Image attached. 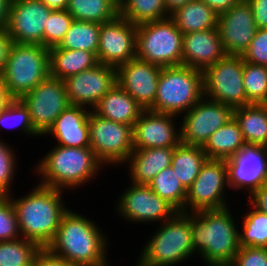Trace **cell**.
I'll use <instances>...</instances> for the list:
<instances>
[{"label": "cell", "instance_id": "1", "mask_svg": "<svg viewBox=\"0 0 267 266\" xmlns=\"http://www.w3.org/2000/svg\"><path fill=\"white\" fill-rule=\"evenodd\" d=\"M108 243V237L93 219L68 209L46 249L73 266H103L109 263Z\"/></svg>", "mask_w": 267, "mask_h": 266}, {"label": "cell", "instance_id": "2", "mask_svg": "<svg viewBox=\"0 0 267 266\" xmlns=\"http://www.w3.org/2000/svg\"><path fill=\"white\" fill-rule=\"evenodd\" d=\"M35 186L26 196L10 198L22 238L43 249L55 237L61 218L69 207L61 198L63 190L39 183Z\"/></svg>", "mask_w": 267, "mask_h": 266}, {"label": "cell", "instance_id": "3", "mask_svg": "<svg viewBox=\"0 0 267 266\" xmlns=\"http://www.w3.org/2000/svg\"><path fill=\"white\" fill-rule=\"evenodd\" d=\"M229 208L191 213L193 251L205 265L231 264L240 249L239 225Z\"/></svg>", "mask_w": 267, "mask_h": 266}, {"label": "cell", "instance_id": "4", "mask_svg": "<svg viewBox=\"0 0 267 266\" xmlns=\"http://www.w3.org/2000/svg\"><path fill=\"white\" fill-rule=\"evenodd\" d=\"M49 151L35 167L36 174L42 177L39 184L48 187L63 191L78 189L96 178L104 168L90 147L54 145Z\"/></svg>", "mask_w": 267, "mask_h": 266}, {"label": "cell", "instance_id": "5", "mask_svg": "<svg viewBox=\"0 0 267 266\" xmlns=\"http://www.w3.org/2000/svg\"><path fill=\"white\" fill-rule=\"evenodd\" d=\"M157 228L135 266H177L194 256L191 213L176 212Z\"/></svg>", "mask_w": 267, "mask_h": 266}, {"label": "cell", "instance_id": "6", "mask_svg": "<svg viewBox=\"0 0 267 266\" xmlns=\"http://www.w3.org/2000/svg\"><path fill=\"white\" fill-rule=\"evenodd\" d=\"M204 96L203 71L184 65L161 69L154 112L185 114Z\"/></svg>", "mask_w": 267, "mask_h": 266}, {"label": "cell", "instance_id": "7", "mask_svg": "<svg viewBox=\"0 0 267 266\" xmlns=\"http://www.w3.org/2000/svg\"><path fill=\"white\" fill-rule=\"evenodd\" d=\"M1 76L8 95L20 99L49 76V49L13 42Z\"/></svg>", "mask_w": 267, "mask_h": 266}, {"label": "cell", "instance_id": "8", "mask_svg": "<svg viewBox=\"0 0 267 266\" xmlns=\"http://www.w3.org/2000/svg\"><path fill=\"white\" fill-rule=\"evenodd\" d=\"M183 34L170 18L137 26L136 58L161 68L182 65Z\"/></svg>", "mask_w": 267, "mask_h": 266}, {"label": "cell", "instance_id": "9", "mask_svg": "<svg viewBox=\"0 0 267 266\" xmlns=\"http://www.w3.org/2000/svg\"><path fill=\"white\" fill-rule=\"evenodd\" d=\"M90 148L105 166L123 164L133 152V127L117 123L90 111Z\"/></svg>", "mask_w": 267, "mask_h": 266}, {"label": "cell", "instance_id": "10", "mask_svg": "<svg viewBox=\"0 0 267 266\" xmlns=\"http://www.w3.org/2000/svg\"><path fill=\"white\" fill-rule=\"evenodd\" d=\"M204 96L208 99L236 107L251 104L243 85V59L226 55L203 71Z\"/></svg>", "mask_w": 267, "mask_h": 266}, {"label": "cell", "instance_id": "11", "mask_svg": "<svg viewBox=\"0 0 267 266\" xmlns=\"http://www.w3.org/2000/svg\"><path fill=\"white\" fill-rule=\"evenodd\" d=\"M227 187L229 188L225 160L207 159L200 173L187 189L185 212L230 207L224 196Z\"/></svg>", "mask_w": 267, "mask_h": 266}, {"label": "cell", "instance_id": "12", "mask_svg": "<svg viewBox=\"0 0 267 266\" xmlns=\"http://www.w3.org/2000/svg\"><path fill=\"white\" fill-rule=\"evenodd\" d=\"M20 100L28 108L31 124L39 136L44 135L70 105L64 81L50 75Z\"/></svg>", "mask_w": 267, "mask_h": 266}, {"label": "cell", "instance_id": "13", "mask_svg": "<svg viewBox=\"0 0 267 266\" xmlns=\"http://www.w3.org/2000/svg\"><path fill=\"white\" fill-rule=\"evenodd\" d=\"M183 117L180 126L181 142L203 146L209 137L233 117L229 105L203 96Z\"/></svg>", "mask_w": 267, "mask_h": 266}, {"label": "cell", "instance_id": "14", "mask_svg": "<svg viewBox=\"0 0 267 266\" xmlns=\"http://www.w3.org/2000/svg\"><path fill=\"white\" fill-rule=\"evenodd\" d=\"M118 197L116 210L127 222L144 224L170 219L177 211L146 184H129Z\"/></svg>", "mask_w": 267, "mask_h": 266}, {"label": "cell", "instance_id": "15", "mask_svg": "<svg viewBox=\"0 0 267 266\" xmlns=\"http://www.w3.org/2000/svg\"><path fill=\"white\" fill-rule=\"evenodd\" d=\"M225 163L229 189L243 190L248 195L267 182L266 146L245 144Z\"/></svg>", "mask_w": 267, "mask_h": 266}, {"label": "cell", "instance_id": "16", "mask_svg": "<svg viewBox=\"0 0 267 266\" xmlns=\"http://www.w3.org/2000/svg\"><path fill=\"white\" fill-rule=\"evenodd\" d=\"M137 26L118 15L101 24L98 63L118 66L136 58Z\"/></svg>", "mask_w": 267, "mask_h": 266}, {"label": "cell", "instance_id": "17", "mask_svg": "<svg viewBox=\"0 0 267 266\" xmlns=\"http://www.w3.org/2000/svg\"><path fill=\"white\" fill-rule=\"evenodd\" d=\"M52 11L41 0H12L6 27L11 41L43 46L44 28Z\"/></svg>", "mask_w": 267, "mask_h": 266}, {"label": "cell", "instance_id": "18", "mask_svg": "<svg viewBox=\"0 0 267 266\" xmlns=\"http://www.w3.org/2000/svg\"><path fill=\"white\" fill-rule=\"evenodd\" d=\"M63 81L70 105L83 106L92 110L117 83L116 68L98 63Z\"/></svg>", "mask_w": 267, "mask_h": 266}, {"label": "cell", "instance_id": "19", "mask_svg": "<svg viewBox=\"0 0 267 266\" xmlns=\"http://www.w3.org/2000/svg\"><path fill=\"white\" fill-rule=\"evenodd\" d=\"M217 29L227 55L242 56L255 36L257 27L246 0L218 15Z\"/></svg>", "mask_w": 267, "mask_h": 266}, {"label": "cell", "instance_id": "20", "mask_svg": "<svg viewBox=\"0 0 267 266\" xmlns=\"http://www.w3.org/2000/svg\"><path fill=\"white\" fill-rule=\"evenodd\" d=\"M161 69L134 58L116 68V82L144 110H149L155 102Z\"/></svg>", "mask_w": 267, "mask_h": 266}, {"label": "cell", "instance_id": "21", "mask_svg": "<svg viewBox=\"0 0 267 266\" xmlns=\"http://www.w3.org/2000/svg\"><path fill=\"white\" fill-rule=\"evenodd\" d=\"M176 117L143 110L133 126V149L176 147L181 142V130L180 127L176 129L175 124Z\"/></svg>", "mask_w": 267, "mask_h": 266}, {"label": "cell", "instance_id": "22", "mask_svg": "<svg viewBox=\"0 0 267 266\" xmlns=\"http://www.w3.org/2000/svg\"><path fill=\"white\" fill-rule=\"evenodd\" d=\"M226 55L217 28L183 35L182 65L184 66L204 71Z\"/></svg>", "mask_w": 267, "mask_h": 266}, {"label": "cell", "instance_id": "23", "mask_svg": "<svg viewBox=\"0 0 267 266\" xmlns=\"http://www.w3.org/2000/svg\"><path fill=\"white\" fill-rule=\"evenodd\" d=\"M90 109L69 105L53 122L43 136H52L59 146L90 147L89 114Z\"/></svg>", "mask_w": 267, "mask_h": 266}, {"label": "cell", "instance_id": "24", "mask_svg": "<svg viewBox=\"0 0 267 266\" xmlns=\"http://www.w3.org/2000/svg\"><path fill=\"white\" fill-rule=\"evenodd\" d=\"M174 147L134 149L127 159L131 183L148 185L165 168L171 166Z\"/></svg>", "mask_w": 267, "mask_h": 266}, {"label": "cell", "instance_id": "25", "mask_svg": "<svg viewBox=\"0 0 267 266\" xmlns=\"http://www.w3.org/2000/svg\"><path fill=\"white\" fill-rule=\"evenodd\" d=\"M92 110L103 118L133 127L144 109L116 83Z\"/></svg>", "mask_w": 267, "mask_h": 266}, {"label": "cell", "instance_id": "26", "mask_svg": "<svg viewBox=\"0 0 267 266\" xmlns=\"http://www.w3.org/2000/svg\"><path fill=\"white\" fill-rule=\"evenodd\" d=\"M98 64L97 56L85 50L49 49V75L64 80Z\"/></svg>", "mask_w": 267, "mask_h": 266}, {"label": "cell", "instance_id": "27", "mask_svg": "<svg viewBox=\"0 0 267 266\" xmlns=\"http://www.w3.org/2000/svg\"><path fill=\"white\" fill-rule=\"evenodd\" d=\"M246 144L267 147V104H247L233 109Z\"/></svg>", "mask_w": 267, "mask_h": 266}, {"label": "cell", "instance_id": "28", "mask_svg": "<svg viewBox=\"0 0 267 266\" xmlns=\"http://www.w3.org/2000/svg\"><path fill=\"white\" fill-rule=\"evenodd\" d=\"M246 144L239 124L232 117L217 129L202 146L208 159L226 160Z\"/></svg>", "mask_w": 267, "mask_h": 266}, {"label": "cell", "instance_id": "29", "mask_svg": "<svg viewBox=\"0 0 267 266\" xmlns=\"http://www.w3.org/2000/svg\"><path fill=\"white\" fill-rule=\"evenodd\" d=\"M181 33L217 28L218 14L204 2L193 0L170 15Z\"/></svg>", "mask_w": 267, "mask_h": 266}, {"label": "cell", "instance_id": "30", "mask_svg": "<svg viewBox=\"0 0 267 266\" xmlns=\"http://www.w3.org/2000/svg\"><path fill=\"white\" fill-rule=\"evenodd\" d=\"M207 159L202 146L187 145L180 142L174 147L171 167L182 185L188 189L200 173V169Z\"/></svg>", "mask_w": 267, "mask_h": 266}, {"label": "cell", "instance_id": "31", "mask_svg": "<svg viewBox=\"0 0 267 266\" xmlns=\"http://www.w3.org/2000/svg\"><path fill=\"white\" fill-rule=\"evenodd\" d=\"M66 10L74 20L103 24L119 15V0H69Z\"/></svg>", "mask_w": 267, "mask_h": 266}, {"label": "cell", "instance_id": "32", "mask_svg": "<svg viewBox=\"0 0 267 266\" xmlns=\"http://www.w3.org/2000/svg\"><path fill=\"white\" fill-rule=\"evenodd\" d=\"M119 15L135 26L170 17L165 0H119Z\"/></svg>", "mask_w": 267, "mask_h": 266}, {"label": "cell", "instance_id": "33", "mask_svg": "<svg viewBox=\"0 0 267 266\" xmlns=\"http://www.w3.org/2000/svg\"><path fill=\"white\" fill-rule=\"evenodd\" d=\"M101 24L74 20L56 47L70 50H85L97 56Z\"/></svg>", "mask_w": 267, "mask_h": 266}, {"label": "cell", "instance_id": "34", "mask_svg": "<svg viewBox=\"0 0 267 266\" xmlns=\"http://www.w3.org/2000/svg\"><path fill=\"white\" fill-rule=\"evenodd\" d=\"M148 185L177 212H185L187 189L179 181L171 166L159 172Z\"/></svg>", "mask_w": 267, "mask_h": 266}, {"label": "cell", "instance_id": "35", "mask_svg": "<svg viewBox=\"0 0 267 266\" xmlns=\"http://www.w3.org/2000/svg\"><path fill=\"white\" fill-rule=\"evenodd\" d=\"M250 210L243 216L242 227L239 230L240 247L267 248V214L250 205Z\"/></svg>", "mask_w": 267, "mask_h": 266}, {"label": "cell", "instance_id": "36", "mask_svg": "<svg viewBox=\"0 0 267 266\" xmlns=\"http://www.w3.org/2000/svg\"><path fill=\"white\" fill-rule=\"evenodd\" d=\"M40 250L35 242L24 238L0 241V266H32Z\"/></svg>", "mask_w": 267, "mask_h": 266}, {"label": "cell", "instance_id": "37", "mask_svg": "<svg viewBox=\"0 0 267 266\" xmlns=\"http://www.w3.org/2000/svg\"><path fill=\"white\" fill-rule=\"evenodd\" d=\"M243 85L251 104H267V67L243 61Z\"/></svg>", "mask_w": 267, "mask_h": 266}, {"label": "cell", "instance_id": "38", "mask_svg": "<svg viewBox=\"0 0 267 266\" xmlns=\"http://www.w3.org/2000/svg\"><path fill=\"white\" fill-rule=\"evenodd\" d=\"M18 129L24 135L38 136L34 130L28 108L20 99H12L0 113L1 127ZM21 128V129H20Z\"/></svg>", "mask_w": 267, "mask_h": 266}, {"label": "cell", "instance_id": "39", "mask_svg": "<svg viewBox=\"0 0 267 266\" xmlns=\"http://www.w3.org/2000/svg\"><path fill=\"white\" fill-rule=\"evenodd\" d=\"M73 21L74 18L67 10H53L44 28L43 46L48 49L58 46Z\"/></svg>", "mask_w": 267, "mask_h": 266}, {"label": "cell", "instance_id": "40", "mask_svg": "<svg viewBox=\"0 0 267 266\" xmlns=\"http://www.w3.org/2000/svg\"><path fill=\"white\" fill-rule=\"evenodd\" d=\"M11 148V145L0 139V195H13L11 185L17 173L18 160L16 150Z\"/></svg>", "mask_w": 267, "mask_h": 266}, {"label": "cell", "instance_id": "41", "mask_svg": "<svg viewBox=\"0 0 267 266\" xmlns=\"http://www.w3.org/2000/svg\"><path fill=\"white\" fill-rule=\"evenodd\" d=\"M22 238L10 195H0V241Z\"/></svg>", "mask_w": 267, "mask_h": 266}, {"label": "cell", "instance_id": "42", "mask_svg": "<svg viewBox=\"0 0 267 266\" xmlns=\"http://www.w3.org/2000/svg\"><path fill=\"white\" fill-rule=\"evenodd\" d=\"M241 57L245 62L267 67V29H257Z\"/></svg>", "mask_w": 267, "mask_h": 266}, {"label": "cell", "instance_id": "43", "mask_svg": "<svg viewBox=\"0 0 267 266\" xmlns=\"http://www.w3.org/2000/svg\"><path fill=\"white\" fill-rule=\"evenodd\" d=\"M231 266H267V248L240 247Z\"/></svg>", "mask_w": 267, "mask_h": 266}, {"label": "cell", "instance_id": "44", "mask_svg": "<svg viewBox=\"0 0 267 266\" xmlns=\"http://www.w3.org/2000/svg\"><path fill=\"white\" fill-rule=\"evenodd\" d=\"M253 12L257 29H267V0H246Z\"/></svg>", "mask_w": 267, "mask_h": 266}, {"label": "cell", "instance_id": "45", "mask_svg": "<svg viewBox=\"0 0 267 266\" xmlns=\"http://www.w3.org/2000/svg\"><path fill=\"white\" fill-rule=\"evenodd\" d=\"M32 266H73L64 259L51 254L46 248L41 249L35 256Z\"/></svg>", "mask_w": 267, "mask_h": 266}, {"label": "cell", "instance_id": "46", "mask_svg": "<svg viewBox=\"0 0 267 266\" xmlns=\"http://www.w3.org/2000/svg\"><path fill=\"white\" fill-rule=\"evenodd\" d=\"M248 200L253 208L267 214V182L248 195Z\"/></svg>", "mask_w": 267, "mask_h": 266}, {"label": "cell", "instance_id": "47", "mask_svg": "<svg viewBox=\"0 0 267 266\" xmlns=\"http://www.w3.org/2000/svg\"><path fill=\"white\" fill-rule=\"evenodd\" d=\"M13 42L8 36L6 29L0 28V74L4 70V66L7 62L10 46Z\"/></svg>", "mask_w": 267, "mask_h": 266}, {"label": "cell", "instance_id": "48", "mask_svg": "<svg viewBox=\"0 0 267 266\" xmlns=\"http://www.w3.org/2000/svg\"><path fill=\"white\" fill-rule=\"evenodd\" d=\"M212 8L218 15L237 5L241 0H200Z\"/></svg>", "mask_w": 267, "mask_h": 266}, {"label": "cell", "instance_id": "49", "mask_svg": "<svg viewBox=\"0 0 267 266\" xmlns=\"http://www.w3.org/2000/svg\"><path fill=\"white\" fill-rule=\"evenodd\" d=\"M12 0H0V28L6 29Z\"/></svg>", "mask_w": 267, "mask_h": 266}, {"label": "cell", "instance_id": "50", "mask_svg": "<svg viewBox=\"0 0 267 266\" xmlns=\"http://www.w3.org/2000/svg\"><path fill=\"white\" fill-rule=\"evenodd\" d=\"M193 0H165V8L167 14L170 16L179 8L183 7L185 4L189 3Z\"/></svg>", "mask_w": 267, "mask_h": 266}, {"label": "cell", "instance_id": "51", "mask_svg": "<svg viewBox=\"0 0 267 266\" xmlns=\"http://www.w3.org/2000/svg\"><path fill=\"white\" fill-rule=\"evenodd\" d=\"M11 100L12 98L8 95L4 80L0 74V113Z\"/></svg>", "mask_w": 267, "mask_h": 266}, {"label": "cell", "instance_id": "52", "mask_svg": "<svg viewBox=\"0 0 267 266\" xmlns=\"http://www.w3.org/2000/svg\"><path fill=\"white\" fill-rule=\"evenodd\" d=\"M52 10H66L69 0H41Z\"/></svg>", "mask_w": 267, "mask_h": 266}, {"label": "cell", "instance_id": "53", "mask_svg": "<svg viewBox=\"0 0 267 266\" xmlns=\"http://www.w3.org/2000/svg\"><path fill=\"white\" fill-rule=\"evenodd\" d=\"M206 266H231V264H206Z\"/></svg>", "mask_w": 267, "mask_h": 266}]
</instances>
